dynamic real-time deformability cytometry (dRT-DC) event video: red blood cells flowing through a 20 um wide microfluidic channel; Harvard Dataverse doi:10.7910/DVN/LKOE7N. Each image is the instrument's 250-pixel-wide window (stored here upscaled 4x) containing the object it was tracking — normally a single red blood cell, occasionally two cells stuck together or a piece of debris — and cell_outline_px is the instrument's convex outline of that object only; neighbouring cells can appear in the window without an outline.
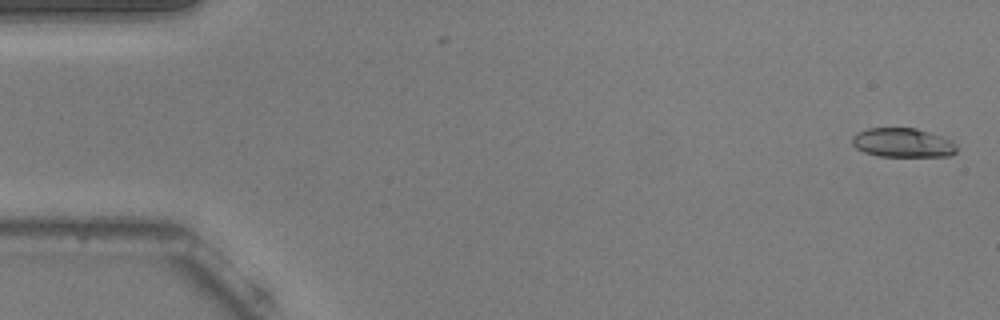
{"species": "common noctule bat (a hibernating species)", "species_latin": "Nyctalus noctula", "temperature_condition": "warm", "stored_images_in_passage": 21, "camera_frame_rate_fps": 3000, "um_per_image_px": 0.085, "animal": {"sex": "male", "body_mass_g": 20.5, "forearm_length_mm": 52.5}, "frame": {"image": 1, "passage_image": 2, "time_ms": 0.333, "image_size_px": [1000, 320], "cell_outline_px": [[956, 152], [948, 156], [876, 156], [864, 152], [856, 148], [852, 144], [852, 136], [856, 132], [868, 128], [916, 128], [944, 136], [952, 140], [956, 144]], "centroid_in_image_um": [76.73, 12.12], "position_along_channel_um": 8.3, "area_um2": 17.98}}
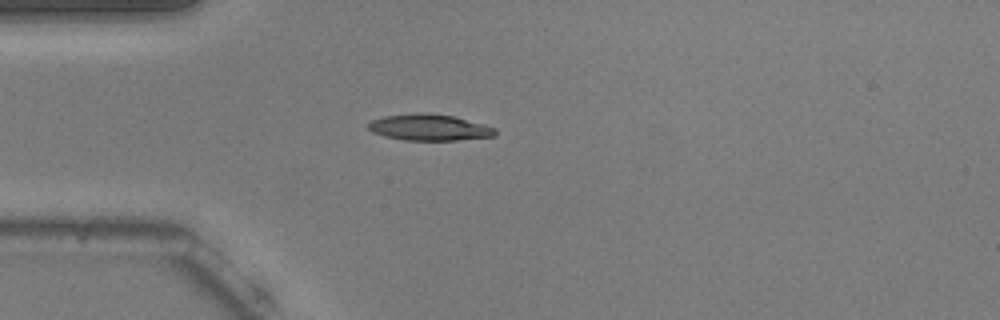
{"frame": {"image": 2, "passage_image": 15, "time_ms": 4.667, "image_size_px": [1000, 320], "cell_outline_px": [[496, 136], [456, 140], [404, 140], [384, 136], [372, 132], [368, 128], [368, 124], [372, 120], [384, 116], [424, 112], [428, 112], [452, 116], [496, 128]], "centroid_in_image_um": [36.47, 10.83], "position_along_channel_um": 48.5, "area_um2": 19.31}}
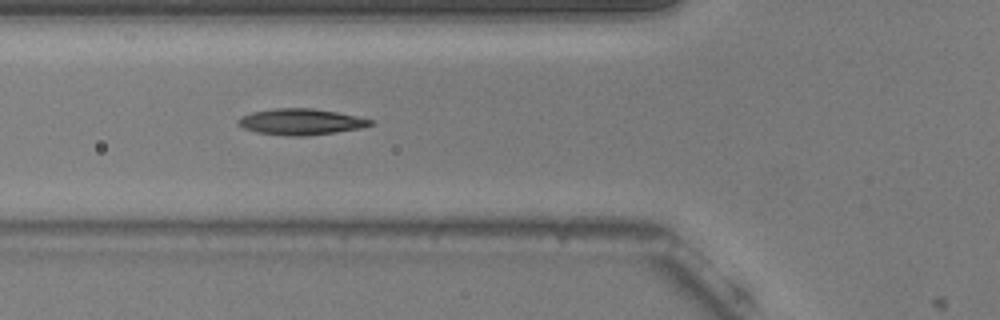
{"frame": {"image": 3, "passage_image": 20, "time_ms": 6.333, "image_size_px": [1000, 320], "cell_outline_px": [[372, 124], [364, 128], [336, 132], [304, 136], [288, 136], [256, 132], [244, 128], [236, 124], [236, 120], [240, 116], [252, 112], [276, 108], [312, 108], [336, 112], [356, 116], [372, 120]], "centroid_in_image_um": [25.53, 10.35], "position_along_channel_um": 100.3, "area_um2": 20.17}}